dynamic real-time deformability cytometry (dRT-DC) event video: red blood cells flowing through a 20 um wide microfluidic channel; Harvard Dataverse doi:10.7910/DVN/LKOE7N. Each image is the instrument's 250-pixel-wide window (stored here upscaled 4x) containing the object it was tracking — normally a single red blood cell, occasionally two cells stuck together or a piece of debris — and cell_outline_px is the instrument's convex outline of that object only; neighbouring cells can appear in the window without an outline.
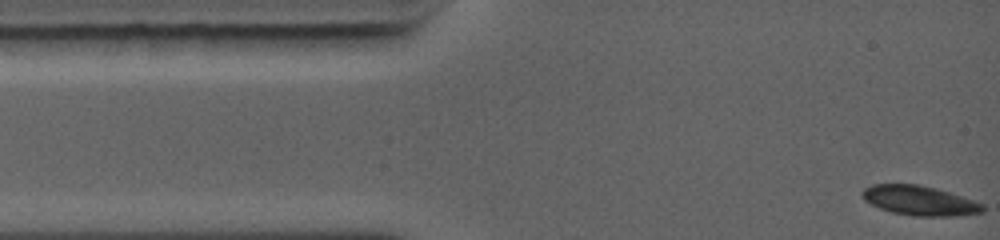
{"species": "common noctule bat (a hibernating species)", "species_latin": "Nyctalus noctula", "temperature_condition": "warm", "stored_images_in_passage": 55, "camera_frame_rate_fps": 5000, "um_per_image_px": 0.085, "animal": {"sex": "female", "body_mass_g": 19.0, "forearm_length_mm": 56.7}, "frame": {"image": 1, "passage_image": 1, "time_ms": 0.0, "image_size_px": [1000, 240], "cell_outline_px": [[984, 212], [956, 216], [912, 216], [892, 212], [880, 208], [864, 200], [860, 192], [864, 188], [872, 184], [920, 184], [936, 188], [984, 204]], "centroid_in_image_um": [78.14, 17.05], "position_along_channel_um": 6.9, "area_um2": 20.81}}
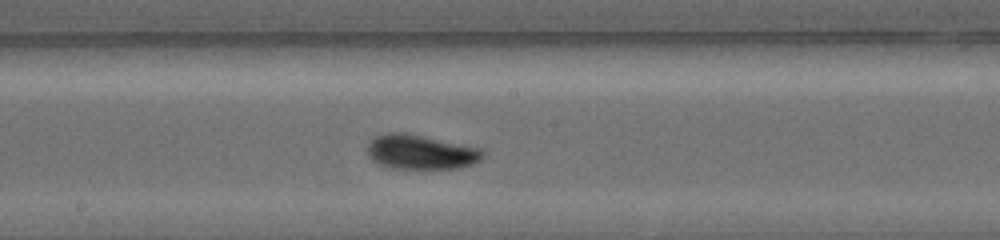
{"frame": {"image": 2, "passage_image": 32, "time_ms": 6.2, "image_size_px": [1000, 240], "cell_outline_px": [[484, 156], [480, 160], [472, 164], [460, 168], [388, 168], [372, 160], [368, 156], [368, 144], [376, 136], [388, 132], [404, 132], [424, 136], [480, 148], [484, 152]], "centroid_in_image_um": [35.76, 12.92], "position_along_channel_um": 212.4, "area_um2": 23.12}}
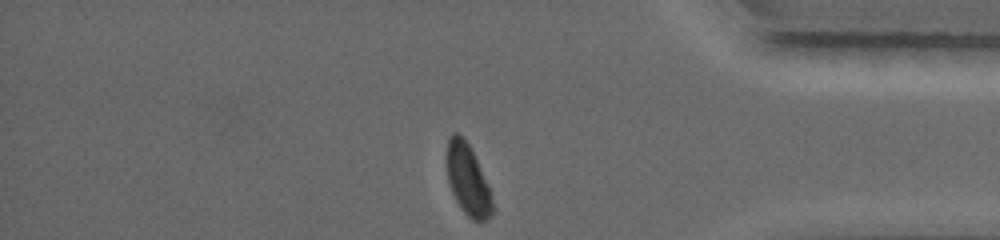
{"frame": {"image": 3, "passage_image": 55, "time_ms": 10.8, "image_size_px": [1000, 240], "cell_outline_px": [[496, 208], [484, 220], [472, 220], [464, 212], [456, 200], [452, 192], [448, 180], [444, 160], [448, 140], [452, 132], [460, 132], [464, 136], [472, 148]], "centroid_in_image_um": [39.72, 15.2], "position_along_channel_um": 395.5, "area_um2": 19.13}, "authors_computed_cell_mechanics": {"area_um2": 22.1952, "velocity_mm_per_s": 4.4374, "shape_relaxation_time_tau1_ms": 3.3931, "shape_relaxation_time_tau2_ms": null, "deformation_change_tau1": 0.1711, "deformation_change_tau2": null}}